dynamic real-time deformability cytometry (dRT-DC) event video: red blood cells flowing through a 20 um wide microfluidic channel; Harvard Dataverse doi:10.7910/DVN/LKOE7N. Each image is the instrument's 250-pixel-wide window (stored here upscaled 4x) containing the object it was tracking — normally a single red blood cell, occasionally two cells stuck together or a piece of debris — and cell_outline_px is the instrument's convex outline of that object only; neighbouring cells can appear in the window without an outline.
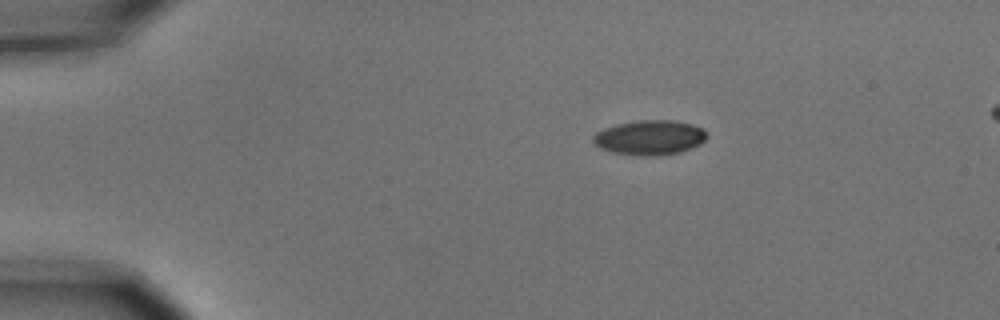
{"species": "common noctule bat (a hibernating species)", "species_latin": "Nyctalus noctula", "temperature_condition": "cold", "stored_images_in_passage": 4, "segment_of_instrument_passage": [1, 2], "camera_frame_rate_fps": 3000, "um_per_image_px": 0.085, "animal": {"sex": "male", "body_mass_g": 15.6}, "frame": {"image": 1, "passage_image": 1, "time_ms": 0.0, "image_size_px": [1000, 320], "cell_outline_px": [[708, 136], [700, 144], [692, 148], [680, 152], [656, 156], [640, 156], [612, 152], [600, 148], [592, 140], [592, 136], [596, 132], [604, 128], [616, 124], [636, 120], [676, 120], [692, 124], [704, 128]], "centroid_in_image_um": [55.24, 11.68], "position_along_channel_um": 29.8, "area_um2": 23.29}}